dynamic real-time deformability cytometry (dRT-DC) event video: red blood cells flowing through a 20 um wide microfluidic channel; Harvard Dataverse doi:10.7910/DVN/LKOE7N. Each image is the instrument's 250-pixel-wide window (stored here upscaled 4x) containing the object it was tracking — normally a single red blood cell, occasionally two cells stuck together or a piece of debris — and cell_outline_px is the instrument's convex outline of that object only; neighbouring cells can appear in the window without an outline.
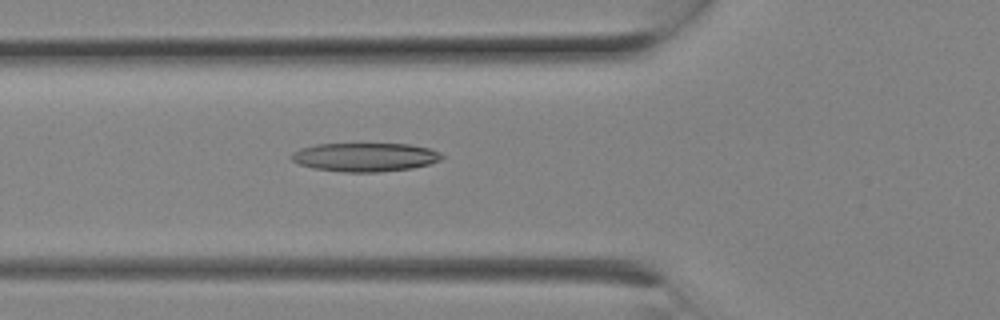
{"species": "Egyptian fruit bat (a non-hibernating species)", "species_latin": "Rousettus aegyptiacus", "temperature_condition": "room temperature", "stored_images_in_passage": 8, "camera_frame_rate_fps": 3000, "um_per_image_px": 0.085, "animal": {"sex": "female"}, "frame": {"image": 1, "passage_image": 8, "time_ms": 2.333, "image_size_px": [1000, 320], "cell_outline_px": [[444, 156], [440, 160], [428, 164], [412, 168], [380, 172], [340, 172], [312, 168], [300, 164], [292, 160], [288, 156], [292, 152], [300, 148], [316, 144], [408, 144], [432, 148], [440, 152]], "centroid_in_image_um": [31.01, 13.35], "position_along_channel_um": 94.8, "area_um2": 25.37}}